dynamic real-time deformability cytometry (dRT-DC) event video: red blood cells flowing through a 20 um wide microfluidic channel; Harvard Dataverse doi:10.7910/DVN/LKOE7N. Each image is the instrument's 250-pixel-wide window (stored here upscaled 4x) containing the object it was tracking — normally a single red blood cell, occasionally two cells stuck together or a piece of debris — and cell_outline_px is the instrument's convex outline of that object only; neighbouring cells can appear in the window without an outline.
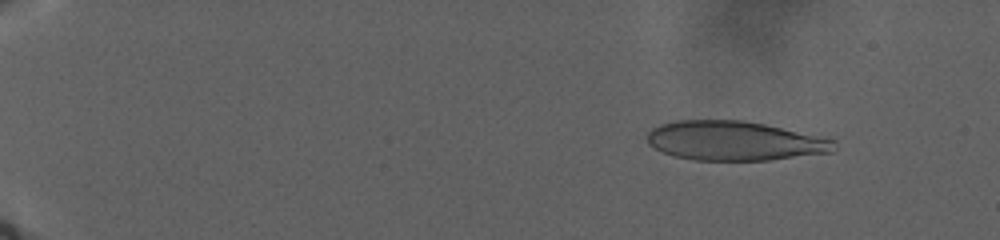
{"species": "human", "species_latin": "Homo sapiens", "temperature_condition": "warm", "stored_images_in_passage": 52, "camera_frame_rate_fps": 3000, "um_per_image_px": 0.085, "donor": {"sex": "male"}, "frame": {"image": 1, "passage_image": 5, "time_ms": 4.667, "image_size_px": [1000, 240], "cell_outline_px": [[836, 148], [832, 152], [768, 160], [692, 160], [672, 156], [648, 144], [648, 132], [652, 128], [660, 124], [676, 120], [744, 120], [764, 124], [836, 140]], "centroid_in_image_um": [62.41, 11.97], "position_along_channel_um": 22.6, "area_um2": 42.77}}
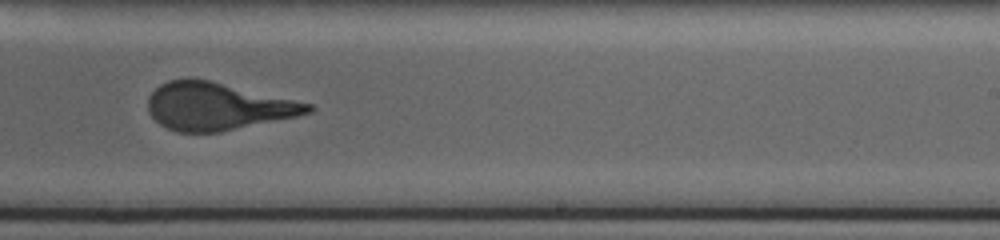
{"frame": {"image": 2, "passage_image": 25, "time_ms": 27.0, "image_size_px": [1000, 240], "cell_outline_px": [[316, 108], [312, 112], [296, 116], [220, 132], [176, 132], [160, 124], [148, 112], [148, 96], [160, 84], [168, 80], [188, 76], [208, 80], [312, 104]], "centroid_in_image_um": [18.44, 9.03], "position_along_channel_um": 270.6, "area_um2": 44.16}}
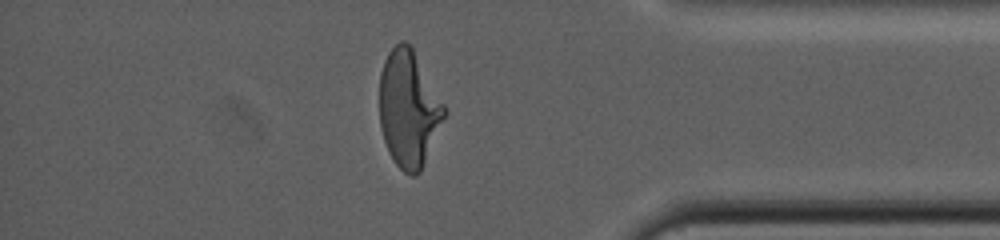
{"frame": {"image": 3, "passage_image": 42, "time_ms": 35.0, "image_size_px": [1000, 240], "cell_outline_px": [[444, 116], [420, 172], [416, 176], [412, 176], [404, 172], [396, 164], [388, 152], [380, 128], [380, 72], [384, 60], [388, 52], [400, 40], [404, 40], [412, 48], [444, 104]], "centroid_in_image_um": [34.69, 9.24], "position_along_channel_um": 400.5, "area_um2": 43.29}}